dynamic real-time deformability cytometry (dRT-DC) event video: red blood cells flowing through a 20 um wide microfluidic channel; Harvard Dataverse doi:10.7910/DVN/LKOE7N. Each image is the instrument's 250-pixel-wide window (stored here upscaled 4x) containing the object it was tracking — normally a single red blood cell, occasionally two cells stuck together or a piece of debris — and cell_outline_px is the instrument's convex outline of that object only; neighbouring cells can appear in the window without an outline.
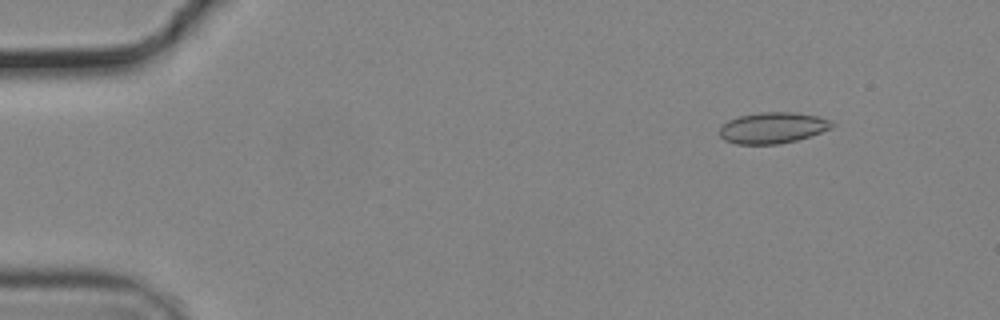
{"species": "common noctule bat (a hibernating species)", "species_latin": "Nyctalus noctula", "temperature_condition": "cold", "stored_images_in_passage": 56, "camera_frame_rate_fps": 3000, "um_per_image_px": 0.085, "animal": {"sex": "male", "body_mass_g": 19.2, "forearm_length_mm": 51.8}, "frame": {"image": 1, "passage_image": 7, "time_ms": 2.0, "image_size_px": [1000, 320], "cell_outline_px": [[836, 124], [832, 128], [796, 140], [776, 144], [736, 144], [724, 140], [720, 136], [720, 128], [728, 120], [740, 116], [760, 112], [796, 112], [816, 116], [828, 120]], "centroid_in_image_um": [65.66, 10.86], "position_along_channel_um": 19.3, "area_um2": 20.17}}
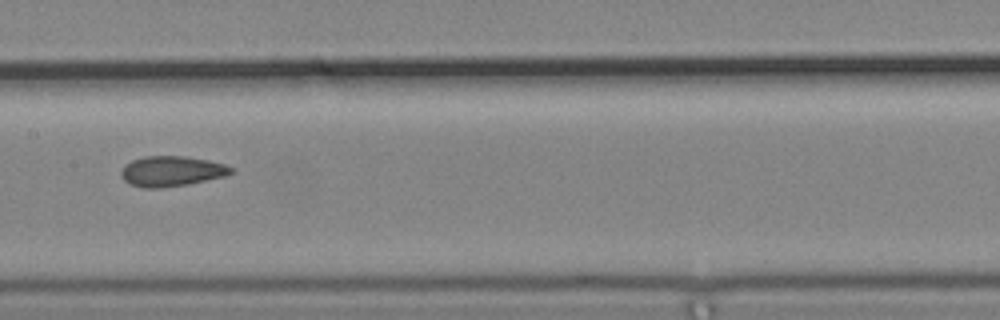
{"frame": {"image": 2, "passage_image": 29, "time_ms": 9.333, "image_size_px": [1000, 320], "cell_outline_px": [[232, 172], [224, 176], [188, 184], [160, 188], [144, 188], [128, 184], [120, 176], [120, 172], [124, 164], [132, 160], [144, 156], [184, 156], [208, 160], [224, 164], [232, 168]], "centroid_in_image_um": [14.51, 14.55], "position_along_channel_um": 192.9, "area_um2": 19.42}}
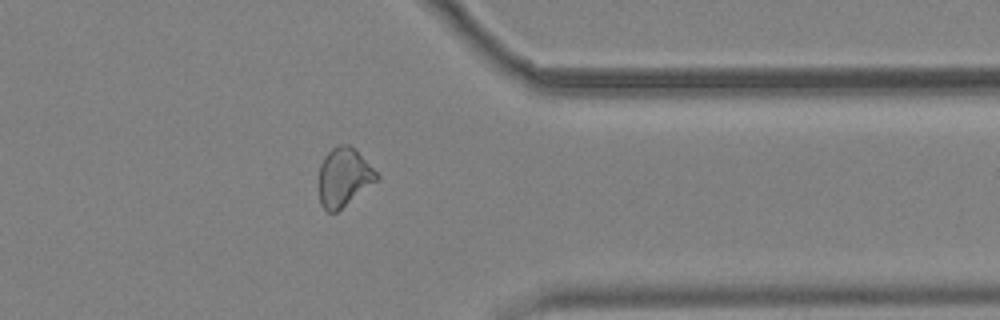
{"frame": {"image": 3, "passage_image": 45, "time_ms": 14.667, "image_size_px": [1000, 320], "cell_outline_px": [[380, 180], [336, 212], [328, 212], [320, 204], [316, 184], [320, 164], [324, 156], [332, 148], [340, 144], [348, 144], [356, 148], [380, 176]], "centroid_in_image_um": [29.21, 15.06], "position_along_channel_um": 382.2, "area_um2": 20.46}, "authors_computed_cell_mechanics": {"area_um2": 19.9699, "velocity_mm_per_s": 3.7239, "shape_relaxation_time_tau1_ms": null, "shape_relaxation_time_tau2_ms": 3.5912, "deformation_change_tau1": null, "deformation_change_tau2": 0.0691}}